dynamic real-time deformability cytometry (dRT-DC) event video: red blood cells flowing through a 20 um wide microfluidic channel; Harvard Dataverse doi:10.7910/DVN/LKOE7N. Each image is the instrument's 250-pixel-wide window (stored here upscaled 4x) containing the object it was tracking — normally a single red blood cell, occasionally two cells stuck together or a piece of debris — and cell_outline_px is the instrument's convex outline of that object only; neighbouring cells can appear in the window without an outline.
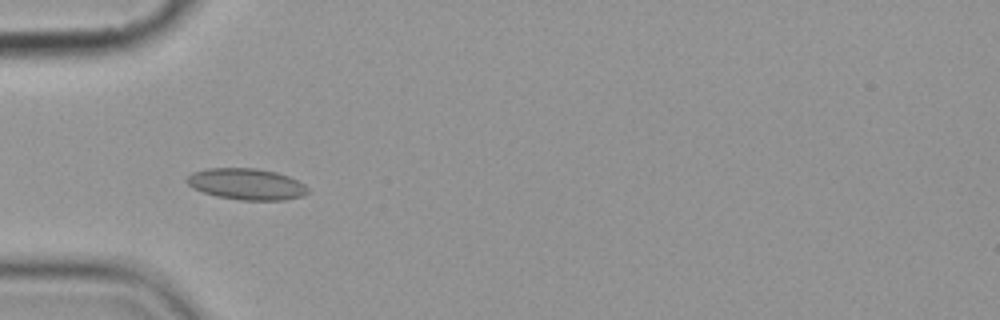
{"species": "common noctule bat (a hibernating species)", "species_latin": "Nyctalus noctula", "temperature_condition": "cold", "stored_images_in_passage": 2, "camera_frame_rate_fps": 3000, "um_per_image_px": 0.085, "animal": {"sex": "female", "body_mass_g": 19.9}, "frame": {"image": 1, "passage_image": 1, "time_ms": 0.0, "image_size_px": [1000, 320], "cell_outline_px": [[308, 192], [304, 196], [284, 200], [240, 200], [216, 196], [192, 188], [184, 180], [192, 172], [208, 168], [256, 168], [276, 172], [288, 176], [304, 184], [308, 188]], "centroid_in_image_um": [20.94, 15.65], "position_along_channel_um": 64.1, "area_um2": 22.14}}
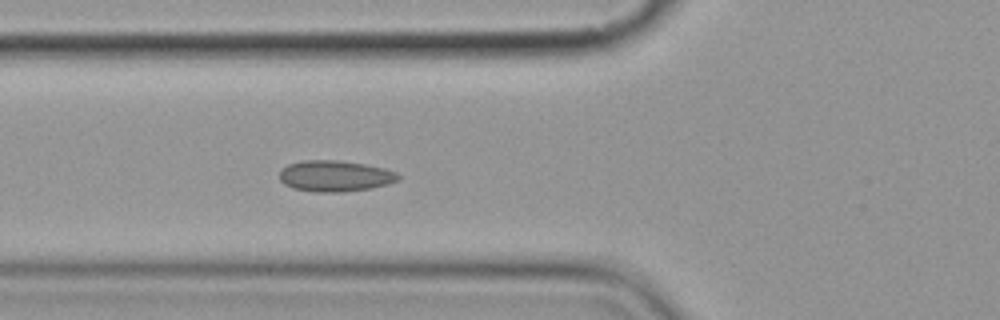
{"frame": {"image": 2, "passage_image": 2, "time_ms": 1.0, "image_size_px": [1000, 320], "cell_outline_px": [[400, 176], [396, 180], [388, 184], [372, 188], [340, 192], [316, 192], [292, 188], [284, 184], [280, 180], [280, 172], [288, 164], [304, 160], [336, 160], [364, 164], [384, 168], [396, 172]], "centroid_in_image_um": [28.46, 14.96], "position_along_channel_um": 97.3, "area_um2": 21.39}}